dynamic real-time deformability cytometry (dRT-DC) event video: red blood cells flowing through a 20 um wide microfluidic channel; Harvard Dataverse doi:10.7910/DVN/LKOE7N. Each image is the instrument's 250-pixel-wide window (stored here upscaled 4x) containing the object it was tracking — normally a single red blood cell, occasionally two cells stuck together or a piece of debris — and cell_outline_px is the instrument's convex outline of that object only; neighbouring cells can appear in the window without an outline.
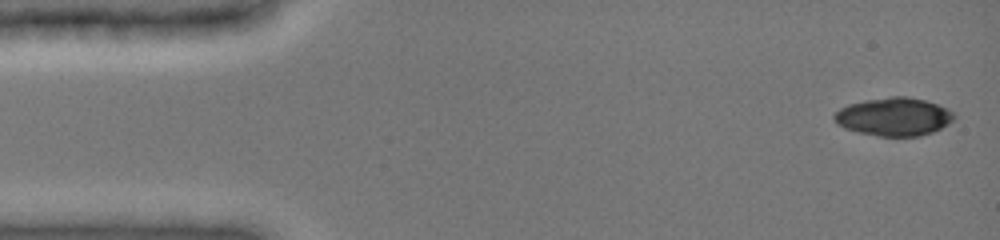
{"species": "common noctule bat (a hibernating species)", "species_latin": "Nyctalus noctula", "temperature_condition": "cold", "stored_images_in_passage": 22, "camera_frame_rate_fps": 3000, "um_per_image_px": 0.085, "animal": {"sex": "female", "body_mass_g": 19.0, "forearm_length_mm": 51.5}, "frame": {"image": 1, "passage_image": 1, "time_ms": 0.0, "image_size_px": [1000, 240], "cell_outline_px": [[956, 116], [948, 124], [932, 132], [920, 136], [880, 136], [856, 132], [844, 128], [836, 124], [832, 116], [840, 108], [848, 104], [864, 100], [892, 96], [904, 96], [924, 100], [948, 108]], "centroid_in_image_um": [75.94, 9.92], "position_along_channel_um": 9.1, "area_um2": 26.7}}
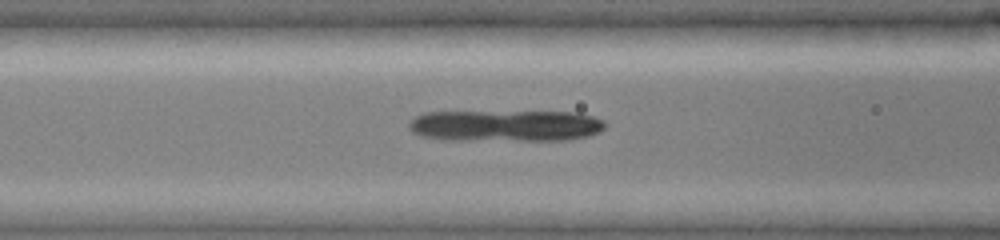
{"frame": {"image": 2, "passage_image": 13, "time_ms": 5.667, "image_size_px": [1000, 240], "cell_outline_px": [[608, 124], [600, 132], [588, 136], [564, 140], [444, 140], [424, 136], [412, 132], [408, 128], [408, 120], [424, 112], [576, 112], [592, 116], [604, 120]], "centroid_in_image_um": [42.97, 10.68], "position_along_channel_um": 123.6, "area_um2": 36.3}}
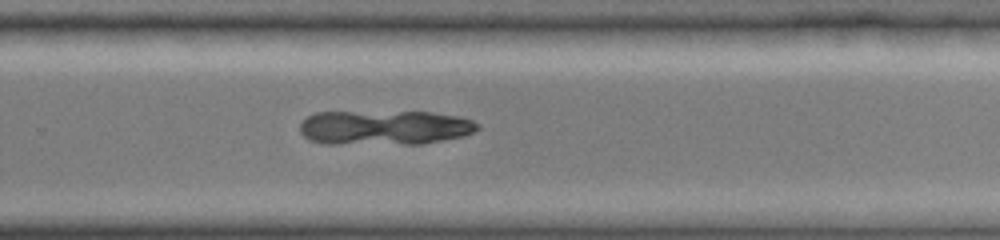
{"frame": {"image": 3, "passage_image": 22, "time_ms": 10.0, "image_size_px": [1000, 240], "cell_outline_px": [[480, 128], [472, 132], [460, 136], [420, 144], [324, 144], [312, 140], [304, 136], [300, 132], [300, 124], [308, 116], [316, 112], [432, 112], [456, 116], [472, 120], [480, 124]], "centroid_in_image_um": [32.66, 10.84], "position_along_channel_um": 297.1, "area_um2": 35.78}}